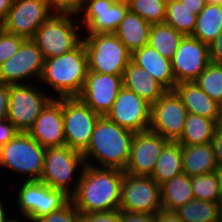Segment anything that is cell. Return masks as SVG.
I'll return each mask as SVG.
<instances>
[{
  "instance_id": "1",
  "label": "cell",
  "mask_w": 222,
  "mask_h": 222,
  "mask_svg": "<svg viewBox=\"0 0 222 222\" xmlns=\"http://www.w3.org/2000/svg\"><path fill=\"white\" fill-rule=\"evenodd\" d=\"M124 171L85 165L76 192L71 196L82 214L120 209Z\"/></svg>"
},
{
  "instance_id": "2",
  "label": "cell",
  "mask_w": 222,
  "mask_h": 222,
  "mask_svg": "<svg viewBox=\"0 0 222 222\" xmlns=\"http://www.w3.org/2000/svg\"><path fill=\"white\" fill-rule=\"evenodd\" d=\"M133 135L134 132L120 127L106 116H101L96 123L89 146L82 153L85 164L124 171L129 160ZM93 161H96L97 165Z\"/></svg>"
},
{
  "instance_id": "3",
  "label": "cell",
  "mask_w": 222,
  "mask_h": 222,
  "mask_svg": "<svg viewBox=\"0 0 222 222\" xmlns=\"http://www.w3.org/2000/svg\"><path fill=\"white\" fill-rule=\"evenodd\" d=\"M88 72V56L83 41L73 50L44 61L40 81L57 93L55 98L78 97ZM48 84V85H47Z\"/></svg>"
},
{
  "instance_id": "4",
  "label": "cell",
  "mask_w": 222,
  "mask_h": 222,
  "mask_svg": "<svg viewBox=\"0 0 222 222\" xmlns=\"http://www.w3.org/2000/svg\"><path fill=\"white\" fill-rule=\"evenodd\" d=\"M77 17L73 14L53 13L38 28L32 40L36 43L44 59L69 52L82 42L83 36L79 31L81 26L80 23H77Z\"/></svg>"
},
{
  "instance_id": "5",
  "label": "cell",
  "mask_w": 222,
  "mask_h": 222,
  "mask_svg": "<svg viewBox=\"0 0 222 222\" xmlns=\"http://www.w3.org/2000/svg\"><path fill=\"white\" fill-rule=\"evenodd\" d=\"M45 149L27 132H19L2 145L0 167L19 173L20 177H27L22 180H40L44 168Z\"/></svg>"
},
{
  "instance_id": "6",
  "label": "cell",
  "mask_w": 222,
  "mask_h": 222,
  "mask_svg": "<svg viewBox=\"0 0 222 222\" xmlns=\"http://www.w3.org/2000/svg\"><path fill=\"white\" fill-rule=\"evenodd\" d=\"M85 165L83 154L67 145L46 148L44 168L39 181L53 189L63 190L72 196L77 190ZM76 173L79 175L75 180L76 183L72 184L73 178L76 179Z\"/></svg>"
},
{
  "instance_id": "7",
  "label": "cell",
  "mask_w": 222,
  "mask_h": 222,
  "mask_svg": "<svg viewBox=\"0 0 222 222\" xmlns=\"http://www.w3.org/2000/svg\"><path fill=\"white\" fill-rule=\"evenodd\" d=\"M88 56V71L123 75L131 61V53L114 33L83 36Z\"/></svg>"
},
{
  "instance_id": "8",
  "label": "cell",
  "mask_w": 222,
  "mask_h": 222,
  "mask_svg": "<svg viewBox=\"0 0 222 222\" xmlns=\"http://www.w3.org/2000/svg\"><path fill=\"white\" fill-rule=\"evenodd\" d=\"M19 185L15 202L22 218L29 222H36L71 200L65 191L53 189L39 180H23Z\"/></svg>"
},
{
  "instance_id": "9",
  "label": "cell",
  "mask_w": 222,
  "mask_h": 222,
  "mask_svg": "<svg viewBox=\"0 0 222 222\" xmlns=\"http://www.w3.org/2000/svg\"><path fill=\"white\" fill-rule=\"evenodd\" d=\"M38 87L34 83L9 85L7 119L20 132H28L42 110L55 98Z\"/></svg>"
},
{
  "instance_id": "10",
  "label": "cell",
  "mask_w": 222,
  "mask_h": 222,
  "mask_svg": "<svg viewBox=\"0 0 222 222\" xmlns=\"http://www.w3.org/2000/svg\"><path fill=\"white\" fill-rule=\"evenodd\" d=\"M62 114L66 145L83 153L101 116L78 97L62 98Z\"/></svg>"
},
{
  "instance_id": "11",
  "label": "cell",
  "mask_w": 222,
  "mask_h": 222,
  "mask_svg": "<svg viewBox=\"0 0 222 222\" xmlns=\"http://www.w3.org/2000/svg\"><path fill=\"white\" fill-rule=\"evenodd\" d=\"M188 111L174 90H167L151 104L150 130L177 142L182 136Z\"/></svg>"
},
{
  "instance_id": "12",
  "label": "cell",
  "mask_w": 222,
  "mask_h": 222,
  "mask_svg": "<svg viewBox=\"0 0 222 222\" xmlns=\"http://www.w3.org/2000/svg\"><path fill=\"white\" fill-rule=\"evenodd\" d=\"M120 210L157 214L162 210L160 185L150 176L124 173L121 184Z\"/></svg>"
},
{
  "instance_id": "13",
  "label": "cell",
  "mask_w": 222,
  "mask_h": 222,
  "mask_svg": "<svg viewBox=\"0 0 222 222\" xmlns=\"http://www.w3.org/2000/svg\"><path fill=\"white\" fill-rule=\"evenodd\" d=\"M44 61L36 43L25 39L20 49L0 66V82L7 85L32 83L31 79L40 82Z\"/></svg>"
},
{
  "instance_id": "14",
  "label": "cell",
  "mask_w": 222,
  "mask_h": 222,
  "mask_svg": "<svg viewBox=\"0 0 222 222\" xmlns=\"http://www.w3.org/2000/svg\"><path fill=\"white\" fill-rule=\"evenodd\" d=\"M128 10L127 0H84L77 16L87 34L115 33Z\"/></svg>"
},
{
  "instance_id": "15",
  "label": "cell",
  "mask_w": 222,
  "mask_h": 222,
  "mask_svg": "<svg viewBox=\"0 0 222 222\" xmlns=\"http://www.w3.org/2000/svg\"><path fill=\"white\" fill-rule=\"evenodd\" d=\"M151 104L122 87L106 117L134 133L150 129Z\"/></svg>"
},
{
  "instance_id": "16",
  "label": "cell",
  "mask_w": 222,
  "mask_h": 222,
  "mask_svg": "<svg viewBox=\"0 0 222 222\" xmlns=\"http://www.w3.org/2000/svg\"><path fill=\"white\" fill-rule=\"evenodd\" d=\"M52 14L46 0H14L2 28L25 39H32Z\"/></svg>"
},
{
  "instance_id": "17",
  "label": "cell",
  "mask_w": 222,
  "mask_h": 222,
  "mask_svg": "<svg viewBox=\"0 0 222 222\" xmlns=\"http://www.w3.org/2000/svg\"><path fill=\"white\" fill-rule=\"evenodd\" d=\"M169 142V140L150 129L134 133L130 156L124 173L136 176H151L158 157Z\"/></svg>"
},
{
  "instance_id": "18",
  "label": "cell",
  "mask_w": 222,
  "mask_h": 222,
  "mask_svg": "<svg viewBox=\"0 0 222 222\" xmlns=\"http://www.w3.org/2000/svg\"><path fill=\"white\" fill-rule=\"evenodd\" d=\"M122 87L123 75L88 71L78 98L95 113L106 116Z\"/></svg>"
},
{
  "instance_id": "19",
  "label": "cell",
  "mask_w": 222,
  "mask_h": 222,
  "mask_svg": "<svg viewBox=\"0 0 222 222\" xmlns=\"http://www.w3.org/2000/svg\"><path fill=\"white\" fill-rule=\"evenodd\" d=\"M171 62L176 83L195 81L211 62L209 46L184 36Z\"/></svg>"
},
{
  "instance_id": "20",
  "label": "cell",
  "mask_w": 222,
  "mask_h": 222,
  "mask_svg": "<svg viewBox=\"0 0 222 222\" xmlns=\"http://www.w3.org/2000/svg\"><path fill=\"white\" fill-rule=\"evenodd\" d=\"M27 133L44 148L65 146L62 98H53Z\"/></svg>"
},
{
  "instance_id": "21",
  "label": "cell",
  "mask_w": 222,
  "mask_h": 222,
  "mask_svg": "<svg viewBox=\"0 0 222 222\" xmlns=\"http://www.w3.org/2000/svg\"><path fill=\"white\" fill-rule=\"evenodd\" d=\"M174 91L181 98L188 113L220 123L222 105L210 98L194 81L177 83Z\"/></svg>"
},
{
  "instance_id": "22",
  "label": "cell",
  "mask_w": 222,
  "mask_h": 222,
  "mask_svg": "<svg viewBox=\"0 0 222 222\" xmlns=\"http://www.w3.org/2000/svg\"><path fill=\"white\" fill-rule=\"evenodd\" d=\"M131 61L146 70L151 76L162 84L167 90H174L176 80L171 60L162 57L149 44L131 54Z\"/></svg>"
},
{
  "instance_id": "23",
  "label": "cell",
  "mask_w": 222,
  "mask_h": 222,
  "mask_svg": "<svg viewBox=\"0 0 222 222\" xmlns=\"http://www.w3.org/2000/svg\"><path fill=\"white\" fill-rule=\"evenodd\" d=\"M123 86L132 90L150 104H153L167 91L149 72L132 61L129 62L124 70Z\"/></svg>"
},
{
  "instance_id": "24",
  "label": "cell",
  "mask_w": 222,
  "mask_h": 222,
  "mask_svg": "<svg viewBox=\"0 0 222 222\" xmlns=\"http://www.w3.org/2000/svg\"><path fill=\"white\" fill-rule=\"evenodd\" d=\"M183 173L189 177L198 176L218 170L211 143L187 145L181 144Z\"/></svg>"
},
{
  "instance_id": "25",
  "label": "cell",
  "mask_w": 222,
  "mask_h": 222,
  "mask_svg": "<svg viewBox=\"0 0 222 222\" xmlns=\"http://www.w3.org/2000/svg\"><path fill=\"white\" fill-rule=\"evenodd\" d=\"M152 24L128 10L114 33L132 54L148 44Z\"/></svg>"
},
{
  "instance_id": "26",
  "label": "cell",
  "mask_w": 222,
  "mask_h": 222,
  "mask_svg": "<svg viewBox=\"0 0 222 222\" xmlns=\"http://www.w3.org/2000/svg\"><path fill=\"white\" fill-rule=\"evenodd\" d=\"M161 205L166 211H175L194 199L191 177L182 173L160 186Z\"/></svg>"
},
{
  "instance_id": "27",
  "label": "cell",
  "mask_w": 222,
  "mask_h": 222,
  "mask_svg": "<svg viewBox=\"0 0 222 222\" xmlns=\"http://www.w3.org/2000/svg\"><path fill=\"white\" fill-rule=\"evenodd\" d=\"M182 162L181 144L170 141L158 157L150 177L161 186L168 180L183 173Z\"/></svg>"
},
{
  "instance_id": "28",
  "label": "cell",
  "mask_w": 222,
  "mask_h": 222,
  "mask_svg": "<svg viewBox=\"0 0 222 222\" xmlns=\"http://www.w3.org/2000/svg\"><path fill=\"white\" fill-rule=\"evenodd\" d=\"M219 123L196 114L188 113L180 144L198 145L211 143Z\"/></svg>"
},
{
  "instance_id": "29",
  "label": "cell",
  "mask_w": 222,
  "mask_h": 222,
  "mask_svg": "<svg viewBox=\"0 0 222 222\" xmlns=\"http://www.w3.org/2000/svg\"><path fill=\"white\" fill-rule=\"evenodd\" d=\"M222 32V5L206 4L197 15L196 27L192 37L208 46Z\"/></svg>"
},
{
  "instance_id": "30",
  "label": "cell",
  "mask_w": 222,
  "mask_h": 222,
  "mask_svg": "<svg viewBox=\"0 0 222 222\" xmlns=\"http://www.w3.org/2000/svg\"><path fill=\"white\" fill-rule=\"evenodd\" d=\"M184 35L163 22L152 24L148 44L162 57L172 60Z\"/></svg>"
},
{
  "instance_id": "31",
  "label": "cell",
  "mask_w": 222,
  "mask_h": 222,
  "mask_svg": "<svg viewBox=\"0 0 222 222\" xmlns=\"http://www.w3.org/2000/svg\"><path fill=\"white\" fill-rule=\"evenodd\" d=\"M197 15L193 14L180 0H167L165 23L184 36H192Z\"/></svg>"
},
{
  "instance_id": "32",
  "label": "cell",
  "mask_w": 222,
  "mask_h": 222,
  "mask_svg": "<svg viewBox=\"0 0 222 222\" xmlns=\"http://www.w3.org/2000/svg\"><path fill=\"white\" fill-rule=\"evenodd\" d=\"M183 222H217L218 203L193 199L174 211Z\"/></svg>"
},
{
  "instance_id": "33",
  "label": "cell",
  "mask_w": 222,
  "mask_h": 222,
  "mask_svg": "<svg viewBox=\"0 0 222 222\" xmlns=\"http://www.w3.org/2000/svg\"><path fill=\"white\" fill-rule=\"evenodd\" d=\"M194 199L219 203L222 196L221 182L217 171L191 177Z\"/></svg>"
},
{
  "instance_id": "34",
  "label": "cell",
  "mask_w": 222,
  "mask_h": 222,
  "mask_svg": "<svg viewBox=\"0 0 222 222\" xmlns=\"http://www.w3.org/2000/svg\"><path fill=\"white\" fill-rule=\"evenodd\" d=\"M128 9L150 24L163 23L167 0H127Z\"/></svg>"
},
{
  "instance_id": "35",
  "label": "cell",
  "mask_w": 222,
  "mask_h": 222,
  "mask_svg": "<svg viewBox=\"0 0 222 222\" xmlns=\"http://www.w3.org/2000/svg\"><path fill=\"white\" fill-rule=\"evenodd\" d=\"M194 82L210 98L222 105V65L210 62Z\"/></svg>"
},
{
  "instance_id": "36",
  "label": "cell",
  "mask_w": 222,
  "mask_h": 222,
  "mask_svg": "<svg viewBox=\"0 0 222 222\" xmlns=\"http://www.w3.org/2000/svg\"><path fill=\"white\" fill-rule=\"evenodd\" d=\"M82 215L76 208L74 202L70 200L62 208L43 216L36 222H81Z\"/></svg>"
},
{
  "instance_id": "37",
  "label": "cell",
  "mask_w": 222,
  "mask_h": 222,
  "mask_svg": "<svg viewBox=\"0 0 222 222\" xmlns=\"http://www.w3.org/2000/svg\"><path fill=\"white\" fill-rule=\"evenodd\" d=\"M25 38L7 32L3 28L0 30V66L21 47Z\"/></svg>"
},
{
  "instance_id": "38",
  "label": "cell",
  "mask_w": 222,
  "mask_h": 222,
  "mask_svg": "<svg viewBox=\"0 0 222 222\" xmlns=\"http://www.w3.org/2000/svg\"><path fill=\"white\" fill-rule=\"evenodd\" d=\"M50 10L58 14L79 15L84 0H46Z\"/></svg>"
},
{
  "instance_id": "39",
  "label": "cell",
  "mask_w": 222,
  "mask_h": 222,
  "mask_svg": "<svg viewBox=\"0 0 222 222\" xmlns=\"http://www.w3.org/2000/svg\"><path fill=\"white\" fill-rule=\"evenodd\" d=\"M82 222H120V209L82 214Z\"/></svg>"
},
{
  "instance_id": "40",
  "label": "cell",
  "mask_w": 222,
  "mask_h": 222,
  "mask_svg": "<svg viewBox=\"0 0 222 222\" xmlns=\"http://www.w3.org/2000/svg\"><path fill=\"white\" fill-rule=\"evenodd\" d=\"M120 222H157V214L120 210Z\"/></svg>"
},
{
  "instance_id": "41",
  "label": "cell",
  "mask_w": 222,
  "mask_h": 222,
  "mask_svg": "<svg viewBox=\"0 0 222 222\" xmlns=\"http://www.w3.org/2000/svg\"><path fill=\"white\" fill-rule=\"evenodd\" d=\"M20 131L8 119L0 120V150L2 145L13 139Z\"/></svg>"
},
{
  "instance_id": "42",
  "label": "cell",
  "mask_w": 222,
  "mask_h": 222,
  "mask_svg": "<svg viewBox=\"0 0 222 222\" xmlns=\"http://www.w3.org/2000/svg\"><path fill=\"white\" fill-rule=\"evenodd\" d=\"M210 61L222 65V32L209 45Z\"/></svg>"
},
{
  "instance_id": "43",
  "label": "cell",
  "mask_w": 222,
  "mask_h": 222,
  "mask_svg": "<svg viewBox=\"0 0 222 222\" xmlns=\"http://www.w3.org/2000/svg\"><path fill=\"white\" fill-rule=\"evenodd\" d=\"M9 85L0 82V120L7 119Z\"/></svg>"
},
{
  "instance_id": "44",
  "label": "cell",
  "mask_w": 222,
  "mask_h": 222,
  "mask_svg": "<svg viewBox=\"0 0 222 222\" xmlns=\"http://www.w3.org/2000/svg\"><path fill=\"white\" fill-rule=\"evenodd\" d=\"M211 144L214 150L215 158L219 166H222V128L218 127Z\"/></svg>"
},
{
  "instance_id": "45",
  "label": "cell",
  "mask_w": 222,
  "mask_h": 222,
  "mask_svg": "<svg viewBox=\"0 0 222 222\" xmlns=\"http://www.w3.org/2000/svg\"><path fill=\"white\" fill-rule=\"evenodd\" d=\"M191 12L198 15L205 7L206 0H180Z\"/></svg>"
},
{
  "instance_id": "46",
  "label": "cell",
  "mask_w": 222,
  "mask_h": 222,
  "mask_svg": "<svg viewBox=\"0 0 222 222\" xmlns=\"http://www.w3.org/2000/svg\"><path fill=\"white\" fill-rule=\"evenodd\" d=\"M157 222H183L174 211L161 210L157 213Z\"/></svg>"
},
{
  "instance_id": "47",
  "label": "cell",
  "mask_w": 222,
  "mask_h": 222,
  "mask_svg": "<svg viewBox=\"0 0 222 222\" xmlns=\"http://www.w3.org/2000/svg\"><path fill=\"white\" fill-rule=\"evenodd\" d=\"M14 0H0V23H2L11 9Z\"/></svg>"
},
{
  "instance_id": "48",
  "label": "cell",
  "mask_w": 222,
  "mask_h": 222,
  "mask_svg": "<svg viewBox=\"0 0 222 222\" xmlns=\"http://www.w3.org/2000/svg\"><path fill=\"white\" fill-rule=\"evenodd\" d=\"M1 199L2 198H0V222H9L12 217L9 218V216H7L8 213H6V210L3 207L4 204H2Z\"/></svg>"
},
{
  "instance_id": "49",
  "label": "cell",
  "mask_w": 222,
  "mask_h": 222,
  "mask_svg": "<svg viewBox=\"0 0 222 222\" xmlns=\"http://www.w3.org/2000/svg\"><path fill=\"white\" fill-rule=\"evenodd\" d=\"M207 4L222 5V0H206Z\"/></svg>"
},
{
  "instance_id": "50",
  "label": "cell",
  "mask_w": 222,
  "mask_h": 222,
  "mask_svg": "<svg viewBox=\"0 0 222 222\" xmlns=\"http://www.w3.org/2000/svg\"><path fill=\"white\" fill-rule=\"evenodd\" d=\"M217 173L219 174L220 182H221V188H222V166L218 167Z\"/></svg>"
},
{
  "instance_id": "51",
  "label": "cell",
  "mask_w": 222,
  "mask_h": 222,
  "mask_svg": "<svg viewBox=\"0 0 222 222\" xmlns=\"http://www.w3.org/2000/svg\"><path fill=\"white\" fill-rule=\"evenodd\" d=\"M218 209H219V215H222V196L220 197V200L218 203Z\"/></svg>"
},
{
  "instance_id": "52",
  "label": "cell",
  "mask_w": 222,
  "mask_h": 222,
  "mask_svg": "<svg viewBox=\"0 0 222 222\" xmlns=\"http://www.w3.org/2000/svg\"><path fill=\"white\" fill-rule=\"evenodd\" d=\"M14 218V219H13ZM13 218H11V220L9 221V222H21L19 219L20 218H18V217H13Z\"/></svg>"
},
{
  "instance_id": "53",
  "label": "cell",
  "mask_w": 222,
  "mask_h": 222,
  "mask_svg": "<svg viewBox=\"0 0 222 222\" xmlns=\"http://www.w3.org/2000/svg\"><path fill=\"white\" fill-rule=\"evenodd\" d=\"M219 127L222 128V109H221V121L219 123Z\"/></svg>"
},
{
  "instance_id": "54",
  "label": "cell",
  "mask_w": 222,
  "mask_h": 222,
  "mask_svg": "<svg viewBox=\"0 0 222 222\" xmlns=\"http://www.w3.org/2000/svg\"><path fill=\"white\" fill-rule=\"evenodd\" d=\"M217 222H222V215H219Z\"/></svg>"
}]
</instances>
